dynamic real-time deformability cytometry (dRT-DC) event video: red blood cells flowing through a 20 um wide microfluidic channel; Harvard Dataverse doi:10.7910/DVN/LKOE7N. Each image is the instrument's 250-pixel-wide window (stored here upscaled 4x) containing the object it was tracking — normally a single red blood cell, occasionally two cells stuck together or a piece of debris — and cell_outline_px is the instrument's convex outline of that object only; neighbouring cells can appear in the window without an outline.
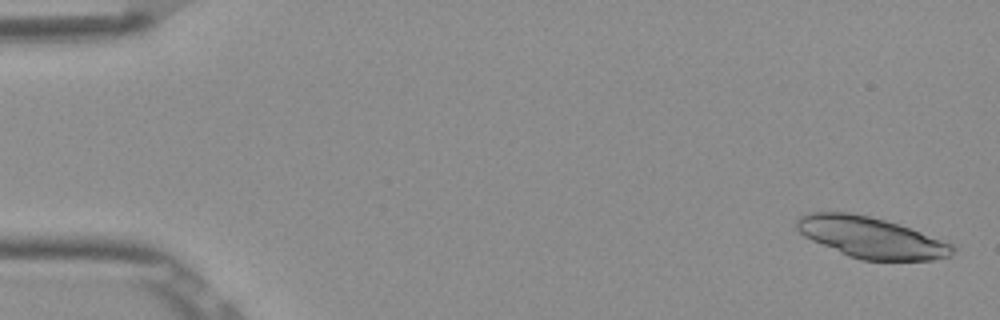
{"species": "Egyptian fruit bat (a non-hibernating species)", "species_latin": "Rousettus aegyptiacus", "temperature_condition": "room temperature", "stored_images_in_passage": 4, "camera_frame_rate_fps": 3000, "um_per_image_px": 0.085, "frame": {"image": 1, "passage_image": 1, "time_ms": 0.0, "image_size_px": [1000, 320], "cell_outline_px": [[956, 248], [952, 256], [936, 260], [860, 260], [848, 256], [812, 240], [804, 236], [796, 228], [796, 220], [800, 216], [808, 212], [848, 212], [868, 216], [884, 220], [920, 232], [952, 244]], "centroid_in_image_um": [74.03, 20.2], "position_along_channel_um": 11.0, "area_um2": 36.93}}